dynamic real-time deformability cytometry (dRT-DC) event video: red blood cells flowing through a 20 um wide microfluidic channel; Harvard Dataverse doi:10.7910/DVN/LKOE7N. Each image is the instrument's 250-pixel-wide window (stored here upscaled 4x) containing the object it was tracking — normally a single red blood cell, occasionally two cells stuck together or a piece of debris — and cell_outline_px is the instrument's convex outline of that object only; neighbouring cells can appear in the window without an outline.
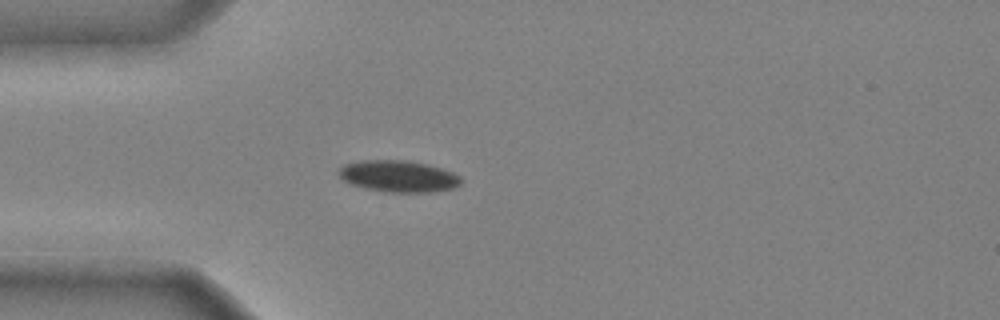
{"species": "common noctule bat (a hibernating species)", "species_latin": "Nyctalus noctula", "temperature_condition": "cold", "stored_images_in_passage": 35, "camera_frame_rate_fps": 3000, "um_per_image_px": 0.085, "animal": {"sex": "male", "body_mass_g": 20.4}, "frame": {"image": 1, "passage_image": 1, "time_ms": 0.0, "image_size_px": [1000, 320], "cell_outline_px": [[460, 184], [452, 188], [428, 192], [392, 192], [368, 188], [352, 184], [344, 180], [336, 172], [344, 164], [360, 160], [408, 160], [428, 164], [452, 172], [460, 176]], "centroid_in_image_um": [33.85, 14.96], "position_along_channel_um": 51.2, "area_um2": 22.25}}
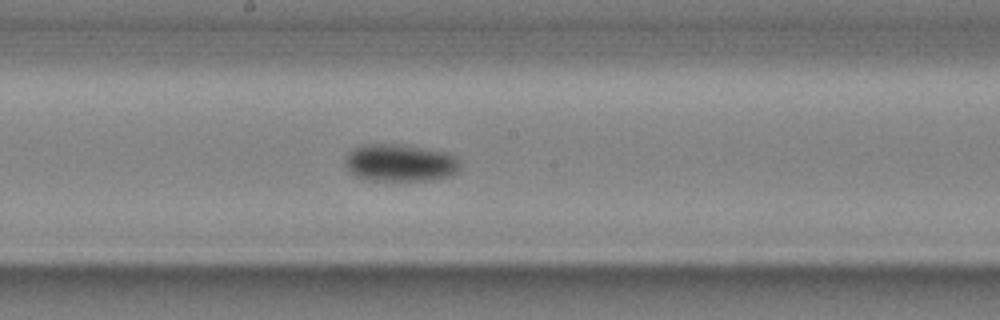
{"frame": {"image": 2, "passage_image": 14, "time_ms": 4.333, "image_size_px": [1000, 320], "cell_outline_px": [[460, 172], [452, 176], [432, 180], [368, 180], [356, 176], [348, 172], [344, 164], [344, 160], [348, 152], [352, 148], [364, 144], [400, 144], [452, 152], [460, 160]], "centroid_in_image_um": [34.05, 13.83], "position_along_channel_um": 214.2, "area_um2": 25.78}}
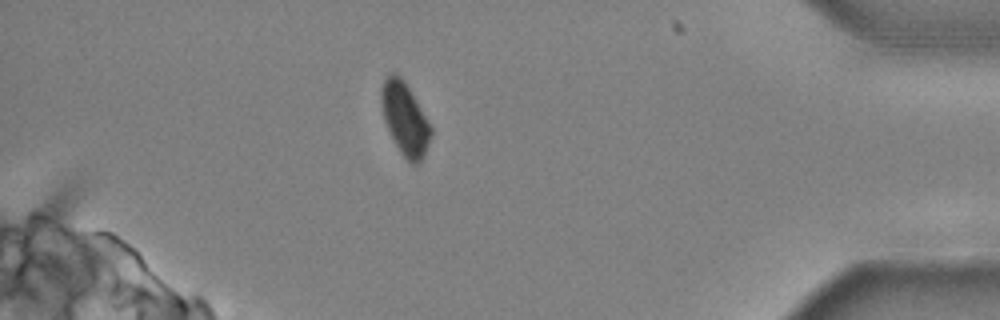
{"frame": {"image": 3, "passage_image": 31, "time_ms": 10.0, "image_size_px": [1000, 320], "cell_outline_px": [[432, 136], [424, 156], [416, 164], [412, 164], [400, 152], [384, 120], [380, 100], [380, 92], [384, 80], [392, 72], [396, 72], [400, 76], [416, 100], [432, 128]], "centroid_in_image_um": [34.42, 10.1], "position_along_channel_um": 400.8, "area_um2": 20.58}, "authors_computed_cell_mechanics": {"area_um2": 23.5824, "velocity_mm_per_s": 3.9602, "shape_relaxation_time_tau1_ms": 3.5895, "shape_relaxation_time_tau2_ms": null, "deformation_change_tau1": 0.0862, "deformation_change_tau2": null}}